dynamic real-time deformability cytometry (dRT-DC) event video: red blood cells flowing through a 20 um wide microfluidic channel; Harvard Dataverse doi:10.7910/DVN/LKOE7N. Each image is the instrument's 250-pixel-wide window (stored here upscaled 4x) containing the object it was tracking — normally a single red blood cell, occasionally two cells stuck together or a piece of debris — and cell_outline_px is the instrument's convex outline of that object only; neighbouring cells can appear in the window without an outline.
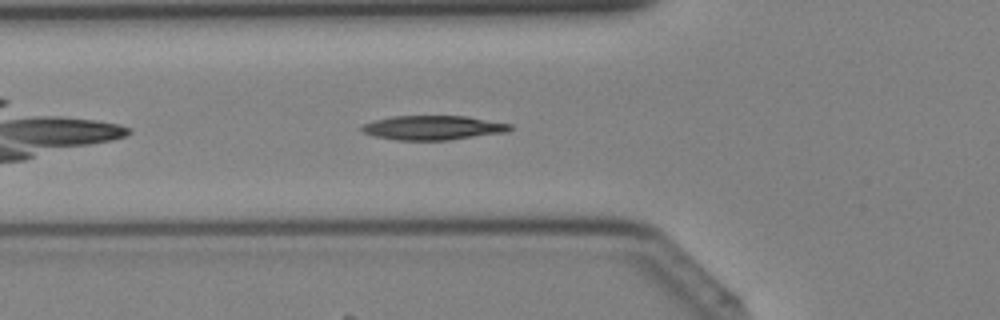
{"species": "Egyptian fruit bat (a non-hibernating species)", "species_latin": "Rousettus aegyptiacus", "temperature_condition": "cold", "stored_images_in_passage": 26, "camera_frame_rate_fps": 3000, "um_per_image_px": 0.085, "animal": {"sex": "female"}, "frame": {"image": 1, "passage_image": 5, "time_ms": 1.333, "image_size_px": [1000, 320], "cell_outline_px": [[512, 128], [508, 132], [448, 140], [396, 140], [376, 136], [364, 132], [360, 128], [364, 124], [372, 120], [392, 116], [468, 116], [512, 124]], "centroid_in_image_um": [36.83, 10.85], "position_along_channel_um": 89.0, "area_um2": 21.04}}
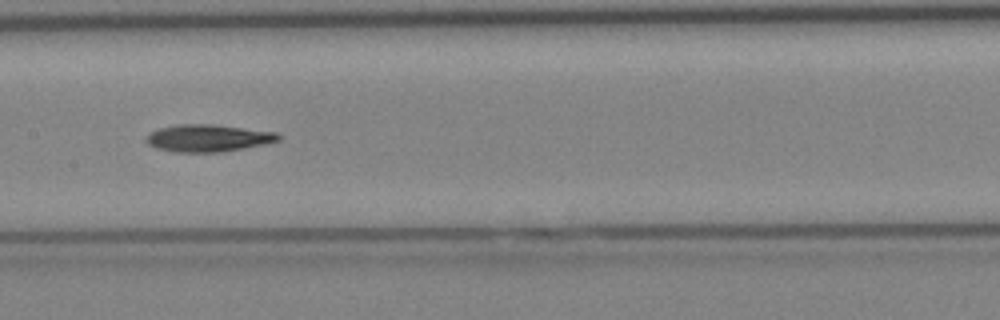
{"frame": {"image": 2, "passage_image": 11, "time_ms": 3.333, "image_size_px": [1000, 320], "cell_outline_px": [[280, 140], [264, 144], [224, 152], [176, 152], [156, 148], [148, 144], [144, 140], [152, 132], [160, 128], [180, 124], [216, 124], [276, 132], [280, 136]], "centroid_in_image_um": [17.7, 11.74], "position_along_channel_um": 189.7, "area_um2": 20.92}}
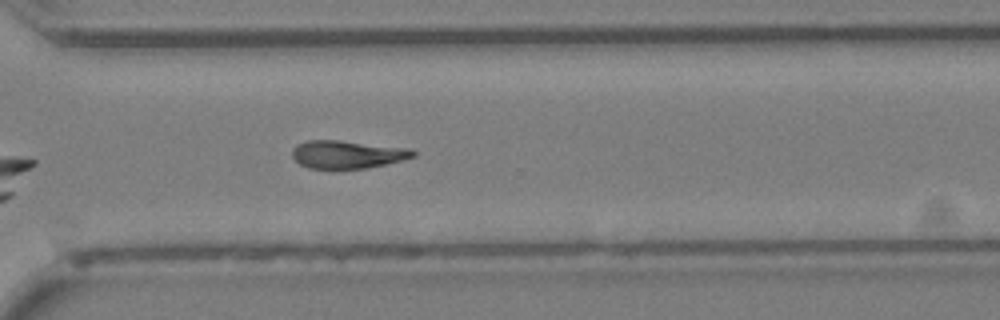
{"frame": {"image": 3, "passage_image": 20, "time_ms": 6.333, "image_size_px": [1000, 320], "cell_outline_px": [[416, 156], [404, 160], [364, 168], [308, 168], [300, 164], [292, 156], [292, 148], [296, 144], [308, 140], [336, 140], [412, 148], [416, 152]], "centroid_in_image_um": [29.54, 13.11], "position_along_channel_um": 341.1, "area_um2": 19.65}}